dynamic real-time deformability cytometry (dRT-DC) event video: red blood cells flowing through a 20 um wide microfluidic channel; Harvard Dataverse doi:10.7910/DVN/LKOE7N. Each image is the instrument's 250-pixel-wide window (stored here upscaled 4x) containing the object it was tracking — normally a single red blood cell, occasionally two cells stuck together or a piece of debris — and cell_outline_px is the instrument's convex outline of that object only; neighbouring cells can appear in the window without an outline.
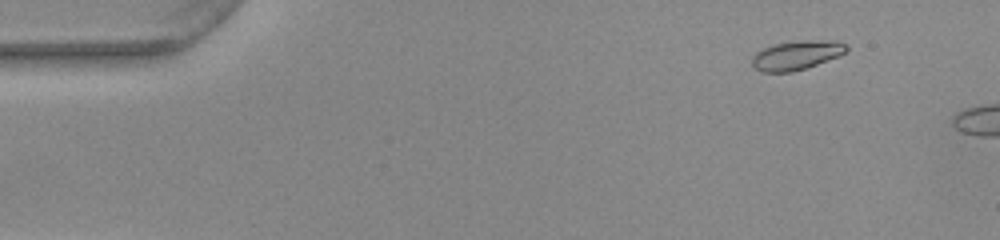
{"species": "common noctule bat (a hibernating species)", "species_latin": "Nyctalus noctula", "temperature_condition": "warm", "stored_images_in_passage": 10, "camera_frame_rate_fps": 3000, "um_per_image_px": 0.085, "animal": {"sex": "female", "body_mass_g": 22.0, "forearm_length_mm": 56.7}, "frame": {"image": 1, "passage_image": 6, "time_ms": 1.667, "image_size_px": [1000, 240], "cell_outline_px": [[848, 52], [840, 56], [792, 72], [760, 72], [752, 64], [752, 56], [756, 52], [764, 48], [776, 44], [804, 40], [836, 40], [848, 44]], "centroid_in_image_um": [67.76, 4.68], "position_along_channel_um": 17.2, "area_um2": 16.07}}